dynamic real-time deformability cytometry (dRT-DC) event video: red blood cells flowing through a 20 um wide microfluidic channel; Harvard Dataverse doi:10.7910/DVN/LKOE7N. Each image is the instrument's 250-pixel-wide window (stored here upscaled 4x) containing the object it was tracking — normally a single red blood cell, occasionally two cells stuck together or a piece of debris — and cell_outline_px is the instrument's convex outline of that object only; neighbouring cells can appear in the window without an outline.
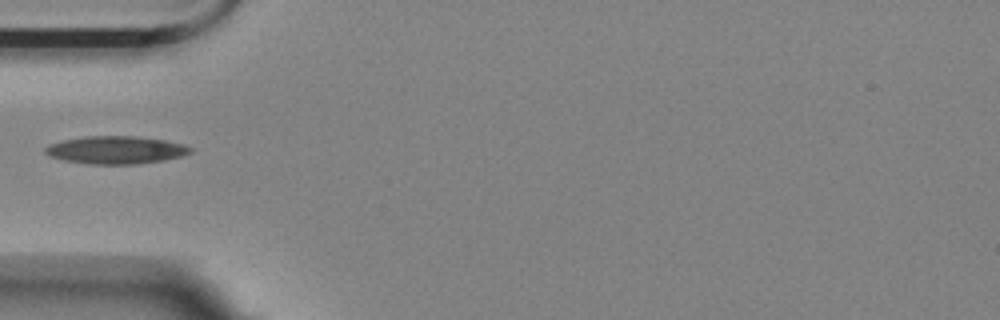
{"species": "Egyptian fruit bat (a non-hibernating species)", "species_latin": "Rousettus aegyptiacus", "temperature_condition": "room temperature", "stored_images_in_passage": 1, "camera_frame_rate_fps": 3000, "um_per_image_px": 0.085, "animal": {"sex": "female"}, "frame": {"image": 1, "passage_image": 1, "time_ms": 0.0, "image_size_px": [1000, 320], "cell_outline_px": [[192, 152], [180, 156], [164, 160], [136, 164], [92, 164], [64, 160], [48, 156], [44, 152], [44, 148], [48, 144], [64, 140], [84, 136], [136, 136], [164, 140], [184, 144], [192, 148]], "centroid_in_image_um": [9.83, 12.74], "position_along_channel_um": 75.2, "area_um2": 23.47}}